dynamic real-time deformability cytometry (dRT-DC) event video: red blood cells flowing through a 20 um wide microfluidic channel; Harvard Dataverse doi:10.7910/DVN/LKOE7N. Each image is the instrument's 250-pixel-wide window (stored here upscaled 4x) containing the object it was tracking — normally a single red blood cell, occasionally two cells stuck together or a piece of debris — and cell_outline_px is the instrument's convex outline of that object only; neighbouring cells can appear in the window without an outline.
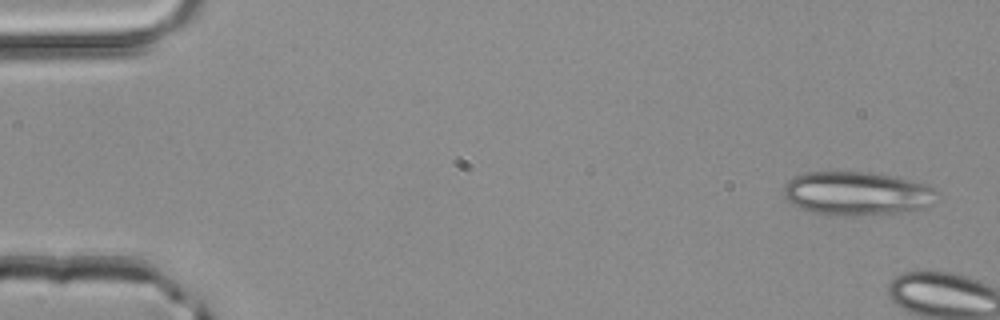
{"species": "common noctule bat (a hibernating species)", "species_latin": "Nyctalus noctula", "temperature_condition": "room temperature", "stored_images_in_passage": 5, "camera_frame_rate_fps": 3000, "um_per_image_px": 0.085, "animal": {"sex": "male", "body_mass_g": 20.4}, "frame": {"image": 1, "passage_image": 1, "time_ms": 0.0, "image_size_px": [1000, 320], "cell_outline_px": [[936, 192], [928, 208], [908, 212], [844, 216], [812, 212], [800, 208], [784, 200], [784, 184], [788, 180], [804, 172], [868, 172], [892, 176], [912, 180], [928, 184], [936, 188]], "centroid_in_image_um": [72.83, 16.45], "position_along_channel_um": 12.2, "area_um2": 39.3}}